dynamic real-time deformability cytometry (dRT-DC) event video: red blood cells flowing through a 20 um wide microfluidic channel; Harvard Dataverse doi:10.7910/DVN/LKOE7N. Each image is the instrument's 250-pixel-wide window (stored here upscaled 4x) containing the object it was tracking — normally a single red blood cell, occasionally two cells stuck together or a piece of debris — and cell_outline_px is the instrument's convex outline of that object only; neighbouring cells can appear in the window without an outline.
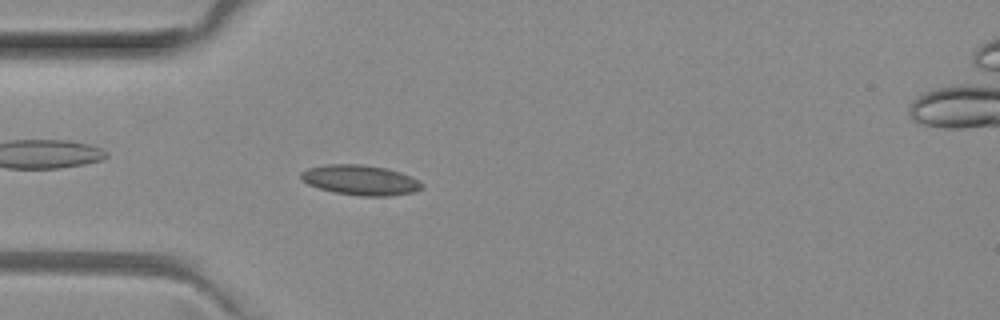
{"species": "common noctule bat (a hibernating species)", "species_latin": "Nyctalus noctula", "temperature_condition": "room temperature", "stored_images_in_passage": 5, "camera_frame_rate_fps": 3000, "um_per_image_px": 0.085, "animal": {"sex": "female", "body_mass_g": 29.2, "forearm_length_mm": 56.3}, "frame": {"image": 1, "passage_image": 5, "time_ms": 1.333, "image_size_px": [1000, 320], "cell_outline_px": [[424, 188], [412, 192], [388, 196], [360, 196], [332, 192], [308, 184], [300, 176], [300, 172], [308, 168], [324, 164], [360, 164], [388, 168], [412, 176], [420, 180], [424, 184]], "centroid_in_image_um": [30.66, 15.3], "position_along_channel_um": 54.3, "area_um2": 21.39}}